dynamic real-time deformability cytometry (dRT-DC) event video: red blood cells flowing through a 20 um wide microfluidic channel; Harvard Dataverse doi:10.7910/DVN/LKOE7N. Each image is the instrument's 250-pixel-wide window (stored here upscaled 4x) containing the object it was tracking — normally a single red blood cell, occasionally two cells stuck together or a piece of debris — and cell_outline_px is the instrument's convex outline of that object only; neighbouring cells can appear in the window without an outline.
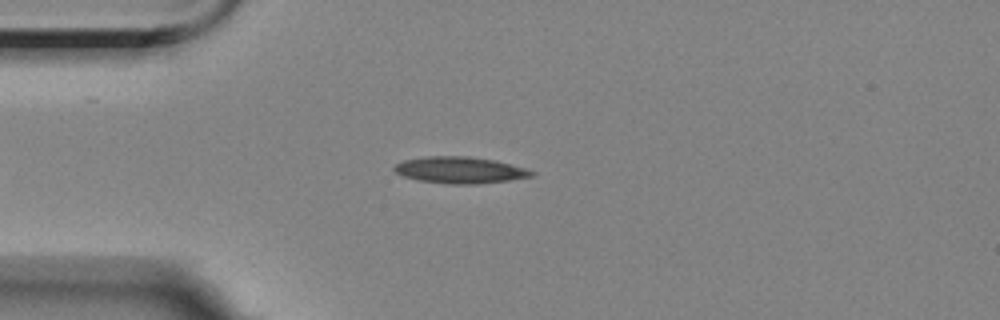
{"species": "Egyptian fruit bat (a non-hibernating species)", "species_latin": "Rousettus aegyptiacus", "temperature_condition": "room temperature", "stored_images_in_passage": 1, "camera_frame_rate_fps": 3000, "um_per_image_px": 0.085, "animal": {"sex": "female"}, "frame": {"image": 1, "passage_image": 1, "time_ms": 0.0, "image_size_px": [1000, 320], "cell_outline_px": [[536, 172], [532, 176], [508, 180], [476, 184], [448, 184], [416, 180], [404, 176], [396, 172], [392, 168], [396, 164], [404, 160], [424, 156], [468, 156], [492, 160], [524, 168]], "centroid_in_image_um": [39.04, 14.46], "position_along_channel_um": 46.0, "area_um2": 21.04}}